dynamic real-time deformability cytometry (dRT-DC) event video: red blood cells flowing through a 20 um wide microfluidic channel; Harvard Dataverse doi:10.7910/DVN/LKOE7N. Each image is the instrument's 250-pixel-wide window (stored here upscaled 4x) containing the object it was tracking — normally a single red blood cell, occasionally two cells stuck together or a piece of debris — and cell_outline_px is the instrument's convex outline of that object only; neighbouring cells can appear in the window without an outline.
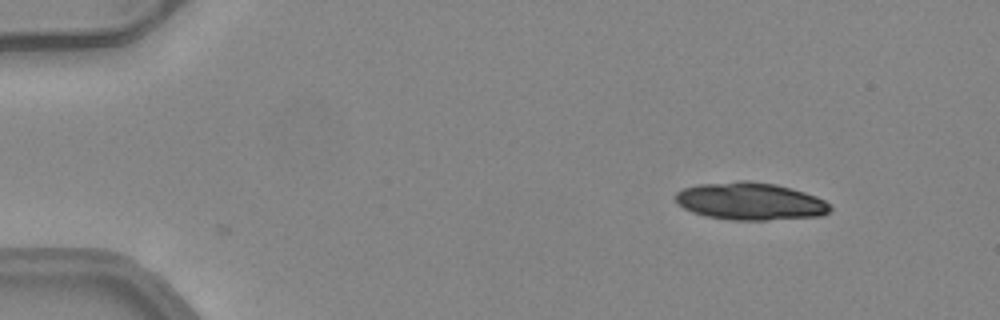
{"species": "common noctule bat (a hibernating species)", "species_latin": "Nyctalus noctula", "temperature_condition": "warm", "stored_images_in_passage": 7, "camera_frame_rate_fps": 3000, "um_per_image_px": 0.085, "animal": {"sex": "female", "body_mass_g": 24.6, "forearm_length_mm": 56.2}, "frame": {"image": 1, "passage_image": 1, "time_ms": 0.0, "image_size_px": [1000, 320], "cell_outline_px": [[832, 208], [824, 216], [768, 220], [732, 220], [708, 216], [692, 212], [684, 208], [676, 200], [676, 192], [684, 188], [700, 184], [740, 180], [748, 180], [776, 184], [804, 192], [816, 196], [824, 200]], "centroid_in_image_um": [63.8, 17.11], "position_along_channel_um": 21.2, "area_um2": 33.76}}